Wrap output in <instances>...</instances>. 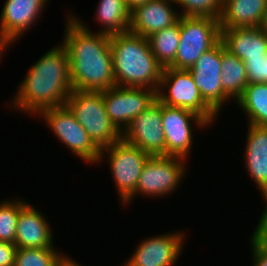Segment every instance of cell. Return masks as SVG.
<instances>
[{
	"label": "cell",
	"instance_id": "obj_31",
	"mask_svg": "<svg viewBox=\"0 0 267 266\" xmlns=\"http://www.w3.org/2000/svg\"><path fill=\"white\" fill-rule=\"evenodd\" d=\"M253 266H267V247L250 243Z\"/></svg>",
	"mask_w": 267,
	"mask_h": 266
},
{
	"label": "cell",
	"instance_id": "obj_3",
	"mask_svg": "<svg viewBox=\"0 0 267 266\" xmlns=\"http://www.w3.org/2000/svg\"><path fill=\"white\" fill-rule=\"evenodd\" d=\"M116 86L157 92L164 67L151 51L148 38L130 31L110 35Z\"/></svg>",
	"mask_w": 267,
	"mask_h": 266
},
{
	"label": "cell",
	"instance_id": "obj_30",
	"mask_svg": "<svg viewBox=\"0 0 267 266\" xmlns=\"http://www.w3.org/2000/svg\"><path fill=\"white\" fill-rule=\"evenodd\" d=\"M16 251L15 244L0 241V266H14Z\"/></svg>",
	"mask_w": 267,
	"mask_h": 266
},
{
	"label": "cell",
	"instance_id": "obj_27",
	"mask_svg": "<svg viewBox=\"0 0 267 266\" xmlns=\"http://www.w3.org/2000/svg\"><path fill=\"white\" fill-rule=\"evenodd\" d=\"M174 3L182 9L180 16L185 17L220 19L223 10V0H174Z\"/></svg>",
	"mask_w": 267,
	"mask_h": 266
},
{
	"label": "cell",
	"instance_id": "obj_4",
	"mask_svg": "<svg viewBox=\"0 0 267 266\" xmlns=\"http://www.w3.org/2000/svg\"><path fill=\"white\" fill-rule=\"evenodd\" d=\"M66 106L100 150L122 137L107 115L102 91L72 90Z\"/></svg>",
	"mask_w": 267,
	"mask_h": 266
},
{
	"label": "cell",
	"instance_id": "obj_22",
	"mask_svg": "<svg viewBox=\"0 0 267 266\" xmlns=\"http://www.w3.org/2000/svg\"><path fill=\"white\" fill-rule=\"evenodd\" d=\"M221 71L223 91L236 103L248 85L247 71L244 62L225 49L223 42Z\"/></svg>",
	"mask_w": 267,
	"mask_h": 266
},
{
	"label": "cell",
	"instance_id": "obj_21",
	"mask_svg": "<svg viewBox=\"0 0 267 266\" xmlns=\"http://www.w3.org/2000/svg\"><path fill=\"white\" fill-rule=\"evenodd\" d=\"M95 20L101 26L98 32L114 35L129 31L131 10L125 0H99Z\"/></svg>",
	"mask_w": 267,
	"mask_h": 266
},
{
	"label": "cell",
	"instance_id": "obj_6",
	"mask_svg": "<svg viewBox=\"0 0 267 266\" xmlns=\"http://www.w3.org/2000/svg\"><path fill=\"white\" fill-rule=\"evenodd\" d=\"M220 40L219 19L180 16V41L175 60L169 67L189 70L203 53Z\"/></svg>",
	"mask_w": 267,
	"mask_h": 266
},
{
	"label": "cell",
	"instance_id": "obj_1",
	"mask_svg": "<svg viewBox=\"0 0 267 266\" xmlns=\"http://www.w3.org/2000/svg\"><path fill=\"white\" fill-rule=\"evenodd\" d=\"M73 15L66 17L61 42L68 53L72 89L101 92L115 87L110 36L93 33Z\"/></svg>",
	"mask_w": 267,
	"mask_h": 266
},
{
	"label": "cell",
	"instance_id": "obj_15",
	"mask_svg": "<svg viewBox=\"0 0 267 266\" xmlns=\"http://www.w3.org/2000/svg\"><path fill=\"white\" fill-rule=\"evenodd\" d=\"M49 2V0H6L0 13V32L13 43L17 42L28 29L36 25L39 15L43 13L44 7L46 10Z\"/></svg>",
	"mask_w": 267,
	"mask_h": 266
},
{
	"label": "cell",
	"instance_id": "obj_19",
	"mask_svg": "<svg viewBox=\"0 0 267 266\" xmlns=\"http://www.w3.org/2000/svg\"><path fill=\"white\" fill-rule=\"evenodd\" d=\"M221 30L225 49L243 62L250 58L267 56V34L262 27H236Z\"/></svg>",
	"mask_w": 267,
	"mask_h": 266
},
{
	"label": "cell",
	"instance_id": "obj_5",
	"mask_svg": "<svg viewBox=\"0 0 267 266\" xmlns=\"http://www.w3.org/2000/svg\"><path fill=\"white\" fill-rule=\"evenodd\" d=\"M106 156L119 200L125 207L129 206L134 200V191L142 168L150 155L121 137L112 145L100 150L98 163Z\"/></svg>",
	"mask_w": 267,
	"mask_h": 266
},
{
	"label": "cell",
	"instance_id": "obj_18",
	"mask_svg": "<svg viewBox=\"0 0 267 266\" xmlns=\"http://www.w3.org/2000/svg\"><path fill=\"white\" fill-rule=\"evenodd\" d=\"M243 160L261 194L267 193V126L248 124Z\"/></svg>",
	"mask_w": 267,
	"mask_h": 266
},
{
	"label": "cell",
	"instance_id": "obj_11",
	"mask_svg": "<svg viewBox=\"0 0 267 266\" xmlns=\"http://www.w3.org/2000/svg\"><path fill=\"white\" fill-rule=\"evenodd\" d=\"M222 41L203 53L188 70L204 102L219 115L231 98L221 86ZM223 106V107H222Z\"/></svg>",
	"mask_w": 267,
	"mask_h": 266
},
{
	"label": "cell",
	"instance_id": "obj_12",
	"mask_svg": "<svg viewBox=\"0 0 267 266\" xmlns=\"http://www.w3.org/2000/svg\"><path fill=\"white\" fill-rule=\"evenodd\" d=\"M102 96L110 121L121 133L157 99L152 89L121 86L102 91Z\"/></svg>",
	"mask_w": 267,
	"mask_h": 266
},
{
	"label": "cell",
	"instance_id": "obj_25",
	"mask_svg": "<svg viewBox=\"0 0 267 266\" xmlns=\"http://www.w3.org/2000/svg\"><path fill=\"white\" fill-rule=\"evenodd\" d=\"M26 203L20 198L0 202V241L15 244L18 216Z\"/></svg>",
	"mask_w": 267,
	"mask_h": 266
},
{
	"label": "cell",
	"instance_id": "obj_29",
	"mask_svg": "<svg viewBox=\"0 0 267 266\" xmlns=\"http://www.w3.org/2000/svg\"><path fill=\"white\" fill-rule=\"evenodd\" d=\"M264 202H265V208L262 212V215L260 216V219L257 221L258 224L251 233L249 237L250 243L257 244L259 246L267 247V193L261 194Z\"/></svg>",
	"mask_w": 267,
	"mask_h": 266
},
{
	"label": "cell",
	"instance_id": "obj_32",
	"mask_svg": "<svg viewBox=\"0 0 267 266\" xmlns=\"http://www.w3.org/2000/svg\"><path fill=\"white\" fill-rule=\"evenodd\" d=\"M71 256H67L66 254H62L61 257L56 261L55 266H83L78 264L75 259L70 258Z\"/></svg>",
	"mask_w": 267,
	"mask_h": 266
},
{
	"label": "cell",
	"instance_id": "obj_7",
	"mask_svg": "<svg viewBox=\"0 0 267 266\" xmlns=\"http://www.w3.org/2000/svg\"><path fill=\"white\" fill-rule=\"evenodd\" d=\"M156 98L164 105L191 110L210 125H213L212 123L218 118V115L204 102L188 70L165 67Z\"/></svg>",
	"mask_w": 267,
	"mask_h": 266
},
{
	"label": "cell",
	"instance_id": "obj_28",
	"mask_svg": "<svg viewBox=\"0 0 267 266\" xmlns=\"http://www.w3.org/2000/svg\"><path fill=\"white\" fill-rule=\"evenodd\" d=\"M248 84L267 83V56L250 58L244 61Z\"/></svg>",
	"mask_w": 267,
	"mask_h": 266
},
{
	"label": "cell",
	"instance_id": "obj_34",
	"mask_svg": "<svg viewBox=\"0 0 267 266\" xmlns=\"http://www.w3.org/2000/svg\"><path fill=\"white\" fill-rule=\"evenodd\" d=\"M150 0H125L127 7L133 10L136 6L145 4Z\"/></svg>",
	"mask_w": 267,
	"mask_h": 266
},
{
	"label": "cell",
	"instance_id": "obj_17",
	"mask_svg": "<svg viewBox=\"0 0 267 266\" xmlns=\"http://www.w3.org/2000/svg\"><path fill=\"white\" fill-rule=\"evenodd\" d=\"M44 214L30 202L20 209L15 245L17 248H49L53 245V233Z\"/></svg>",
	"mask_w": 267,
	"mask_h": 266
},
{
	"label": "cell",
	"instance_id": "obj_8",
	"mask_svg": "<svg viewBox=\"0 0 267 266\" xmlns=\"http://www.w3.org/2000/svg\"><path fill=\"white\" fill-rule=\"evenodd\" d=\"M186 161L175 156H150L139 176L134 199L137 195L162 198L173 194L186 176Z\"/></svg>",
	"mask_w": 267,
	"mask_h": 266
},
{
	"label": "cell",
	"instance_id": "obj_9",
	"mask_svg": "<svg viewBox=\"0 0 267 266\" xmlns=\"http://www.w3.org/2000/svg\"><path fill=\"white\" fill-rule=\"evenodd\" d=\"M52 133L70 151L85 162L98 164L100 149L90 139L87 131L77 122L75 115L65 105L45 109L38 114Z\"/></svg>",
	"mask_w": 267,
	"mask_h": 266
},
{
	"label": "cell",
	"instance_id": "obj_10",
	"mask_svg": "<svg viewBox=\"0 0 267 266\" xmlns=\"http://www.w3.org/2000/svg\"><path fill=\"white\" fill-rule=\"evenodd\" d=\"M162 128L165 135L166 156L189 157L194 141L192 125L198 129H208L211 126L197 113L178 107L162 104ZM193 133V135H192Z\"/></svg>",
	"mask_w": 267,
	"mask_h": 266
},
{
	"label": "cell",
	"instance_id": "obj_13",
	"mask_svg": "<svg viewBox=\"0 0 267 266\" xmlns=\"http://www.w3.org/2000/svg\"><path fill=\"white\" fill-rule=\"evenodd\" d=\"M162 124V103L156 99L130 122L122 132V138L150 156H166Z\"/></svg>",
	"mask_w": 267,
	"mask_h": 266
},
{
	"label": "cell",
	"instance_id": "obj_16",
	"mask_svg": "<svg viewBox=\"0 0 267 266\" xmlns=\"http://www.w3.org/2000/svg\"><path fill=\"white\" fill-rule=\"evenodd\" d=\"M173 5V7H172ZM174 0H150L131 10L129 31L147 38L179 21Z\"/></svg>",
	"mask_w": 267,
	"mask_h": 266
},
{
	"label": "cell",
	"instance_id": "obj_14",
	"mask_svg": "<svg viewBox=\"0 0 267 266\" xmlns=\"http://www.w3.org/2000/svg\"><path fill=\"white\" fill-rule=\"evenodd\" d=\"M177 231L148 237L139 242L123 266H174L184 247L185 233Z\"/></svg>",
	"mask_w": 267,
	"mask_h": 266
},
{
	"label": "cell",
	"instance_id": "obj_35",
	"mask_svg": "<svg viewBox=\"0 0 267 266\" xmlns=\"http://www.w3.org/2000/svg\"><path fill=\"white\" fill-rule=\"evenodd\" d=\"M261 27L263 31L267 34V11H266L265 18H264V21Z\"/></svg>",
	"mask_w": 267,
	"mask_h": 266
},
{
	"label": "cell",
	"instance_id": "obj_20",
	"mask_svg": "<svg viewBox=\"0 0 267 266\" xmlns=\"http://www.w3.org/2000/svg\"><path fill=\"white\" fill-rule=\"evenodd\" d=\"M266 11L267 0H224L220 29L261 27Z\"/></svg>",
	"mask_w": 267,
	"mask_h": 266
},
{
	"label": "cell",
	"instance_id": "obj_23",
	"mask_svg": "<svg viewBox=\"0 0 267 266\" xmlns=\"http://www.w3.org/2000/svg\"><path fill=\"white\" fill-rule=\"evenodd\" d=\"M248 124L267 126V83H250L236 100Z\"/></svg>",
	"mask_w": 267,
	"mask_h": 266
},
{
	"label": "cell",
	"instance_id": "obj_24",
	"mask_svg": "<svg viewBox=\"0 0 267 266\" xmlns=\"http://www.w3.org/2000/svg\"><path fill=\"white\" fill-rule=\"evenodd\" d=\"M151 51L157 61L165 68L175 60L180 41V18L179 21L163 30L152 33L147 37Z\"/></svg>",
	"mask_w": 267,
	"mask_h": 266
},
{
	"label": "cell",
	"instance_id": "obj_26",
	"mask_svg": "<svg viewBox=\"0 0 267 266\" xmlns=\"http://www.w3.org/2000/svg\"><path fill=\"white\" fill-rule=\"evenodd\" d=\"M55 248H17L14 266H55L64 253Z\"/></svg>",
	"mask_w": 267,
	"mask_h": 266
},
{
	"label": "cell",
	"instance_id": "obj_33",
	"mask_svg": "<svg viewBox=\"0 0 267 266\" xmlns=\"http://www.w3.org/2000/svg\"><path fill=\"white\" fill-rule=\"evenodd\" d=\"M12 44L13 42L0 32V60L2 59V54L5 53L7 51V48H9V46H11Z\"/></svg>",
	"mask_w": 267,
	"mask_h": 266
},
{
	"label": "cell",
	"instance_id": "obj_2",
	"mask_svg": "<svg viewBox=\"0 0 267 266\" xmlns=\"http://www.w3.org/2000/svg\"><path fill=\"white\" fill-rule=\"evenodd\" d=\"M72 90L68 53L61 43L32 64L8 106L38 116L45 109L65 106Z\"/></svg>",
	"mask_w": 267,
	"mask_h": 266
}]
</instances>
